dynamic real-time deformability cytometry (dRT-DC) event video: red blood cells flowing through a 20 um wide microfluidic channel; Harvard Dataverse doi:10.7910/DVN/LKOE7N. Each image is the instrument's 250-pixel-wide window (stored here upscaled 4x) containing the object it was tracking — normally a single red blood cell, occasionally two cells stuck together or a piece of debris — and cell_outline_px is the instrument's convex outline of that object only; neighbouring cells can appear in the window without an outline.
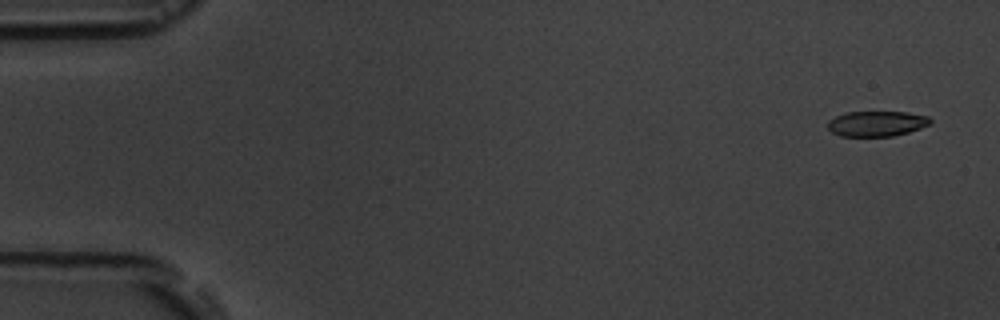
{"species": "common noctule bat (a hibernating species)", "species_latin": "Nyctalus noctula", "temperature_condition": "room temperature", "stored_images_in_passage": 5, "camera_frame_rate_fps": 3000, "um_per_image_px": 0.085, "animal": {"sex": "male", "body_mass_g": 19.5, "forearm_length_mm": 54.6}, "frame": {"image": 1, "passage_image": 1, "time_ms": 0.0, "image_size_px": [1000, 320], "cell_outline_px": [[932, 120], [928, 124], [920, 128], [908, 132], [892, 136], [840, 136], [832, 132], [828, 128], [828, 120], [836, 116], [848, 112], [904, 112], [928, 116]], "centroid_in_image_um": [74.49, 10.51], "position_along_channel_um": 10.5, "area_um2": 14.97}}
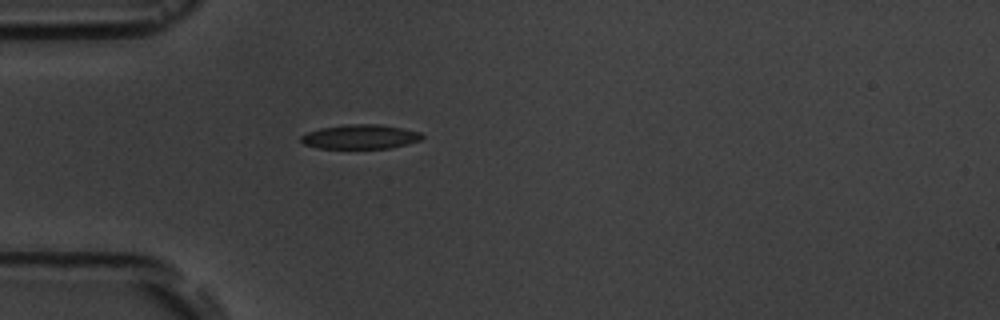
{"frame": {"image": 2, "passage_image": 5, "time_ms": 4.667, "image_size_px": [1000, 320], "cell_outline_px": [[424, 136], [420, 140], [388, 148], [320, 148], [304, 144], [300, 140], [300, 136], [308, 132], [320, 128], [344, 124], [380, 124], [420, 132]], "centroid_in_image_um": [30.59, 11.61], "position_along_channel_um": 54.4, "area_um2": 16.99}}